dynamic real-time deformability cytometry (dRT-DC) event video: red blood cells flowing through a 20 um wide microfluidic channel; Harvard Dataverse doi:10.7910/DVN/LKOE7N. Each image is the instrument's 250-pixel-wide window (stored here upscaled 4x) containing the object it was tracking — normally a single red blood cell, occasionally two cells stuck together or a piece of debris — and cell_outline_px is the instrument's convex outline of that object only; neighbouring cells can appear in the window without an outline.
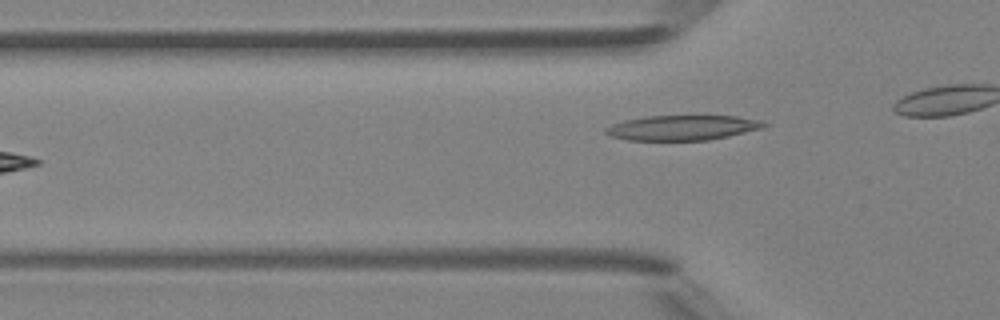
{"species": "Egyptian fruit bat (a non-hibernating species)", "species_latin": "Rousettus aegyptiacus", "temperature_condition": "room temperature", "stored_images_in_passage": 5, "camera_frame_rate_fps": 3000, "um_per_image_px": 0.085, "animal": {"sex": "female"}, "frame": {"image": 1, "passage_image": 5, "time_ms": 4.667, "image_size_px": [1000, 320], "cell_outline_px": [[768, 124], [764, 128], [728, 136], [708, 140], [628, 140], [608, 136], [604, 132], [604, 128], [612, 124], [624, 120], [648, 116], [736, 116], [760, 120]], "centroid_in_image_um": [57.98, 10.86], "position_along_channel_um": 67.8, "area_um2": 23.06}}